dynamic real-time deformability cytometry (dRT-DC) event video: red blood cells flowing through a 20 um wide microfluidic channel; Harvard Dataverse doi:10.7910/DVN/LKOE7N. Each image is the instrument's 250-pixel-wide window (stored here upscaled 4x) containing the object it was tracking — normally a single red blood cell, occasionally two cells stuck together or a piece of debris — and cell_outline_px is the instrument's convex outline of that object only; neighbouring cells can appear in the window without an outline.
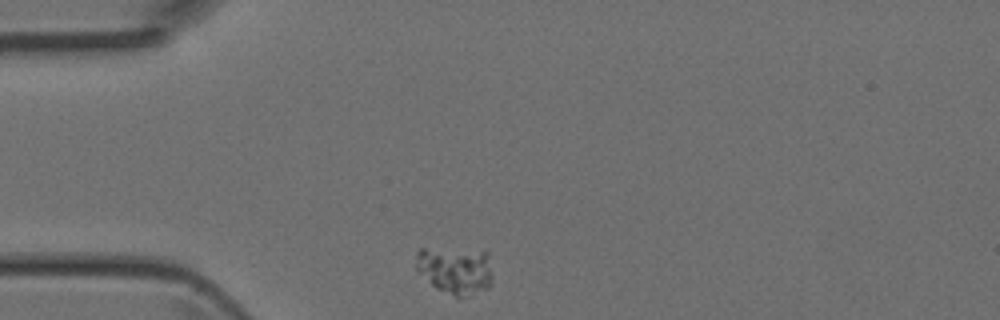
{"species": "Egyptian fruit bat (a non-hibernating species)", "species_latin": "Rousettus aegyptiacus", "temperature_condition": "room temperature", "stored_images_in_passage": 1, "camera_frame_rate_fps": 3000, "um_per_image_px": 0.085, "animal": {"sex": "female"}, "frame": {"image": 1, "passage_image": 1, "time_ms": 0.0, "image_size_px": [1000, 320], "cell_outline_px": [[492, 284], [488, 288], [460, 296], [456, 296], [436, 288], [416, 272], [416, 252], [420, 248], [424, 248], [488, 252]], "centroid_in_image_um": [38.65, 22.95], "position_along_channel_um": 46.4, "area_um2": 20.81}}